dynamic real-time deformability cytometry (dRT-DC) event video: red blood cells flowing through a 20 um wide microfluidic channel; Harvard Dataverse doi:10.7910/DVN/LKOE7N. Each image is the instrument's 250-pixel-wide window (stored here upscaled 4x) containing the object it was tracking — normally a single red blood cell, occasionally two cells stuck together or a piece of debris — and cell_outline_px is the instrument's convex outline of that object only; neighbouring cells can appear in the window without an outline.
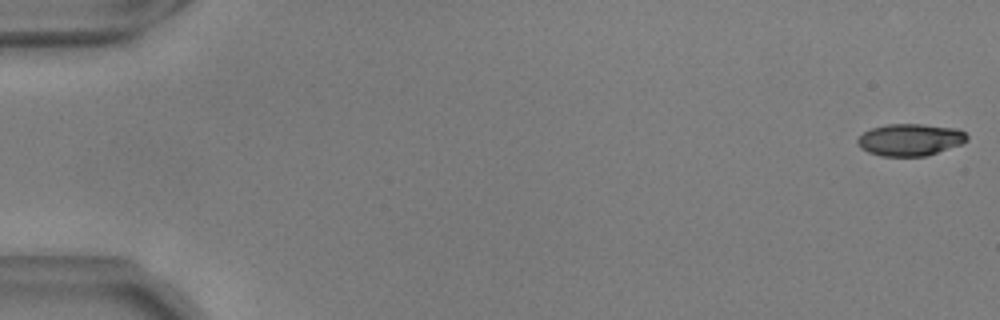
{"species": "common noctule bat (a hibernating species)", "species_latin": "Nyctalus noctula", "temperature_condition": "warm", "stored_images_in_passage": 49, "camera_frame_rate_fps": 3000, "um_per_image_px": 0.085, "animal": {"sex": "male", "body_mass_g": 17.9, "forearm_length_mm": 54.2}, "frame": {"image": 1, "passage_image": 1, "time_ms": 0.0, "image_size_px": [1000, 320], "cell_outline_px": [[968, 140], [960, 144], [924, 156], [880, 156], [868, 152], [860, 148], [856, 140], [864, 132], [872, 128], [888, 124], [924, 124], [956, 128], [964, 132], [968, 136]], "centroid_in_image_um": [77.34, 11.87], "position_along_channel_um": 7.7, "area_um2": 20.29}}
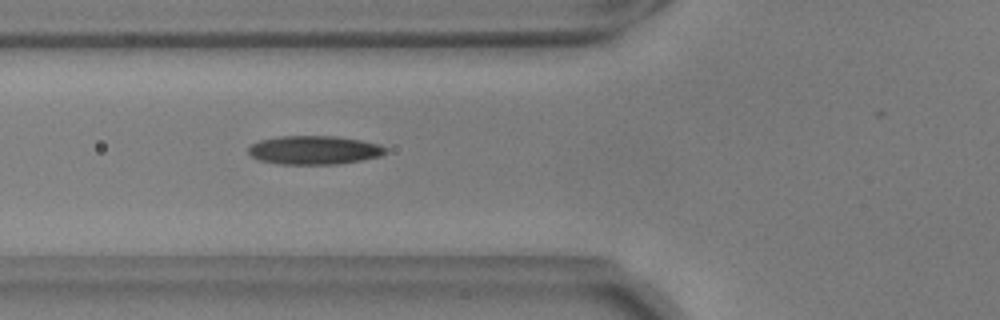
{"frame": {"image": 2, "passage_image": 21, "time_ms": 6.667, "image_size_px": [1000, 320], "cell_outline_px": [[388, 152], [380, 156], [360, 160], [336, 164], [280, 164], [260, 160], [252, 156], [248, 152], [248, 148], [252, 144], [260, 140], [280, 136], [336, 136], [360, 140], [380, 144], [388, 148]], "centroid_in_image_um": [26.73, 12.75], "position_along_channel_um": 99.1, "area_um2": 22.89}}
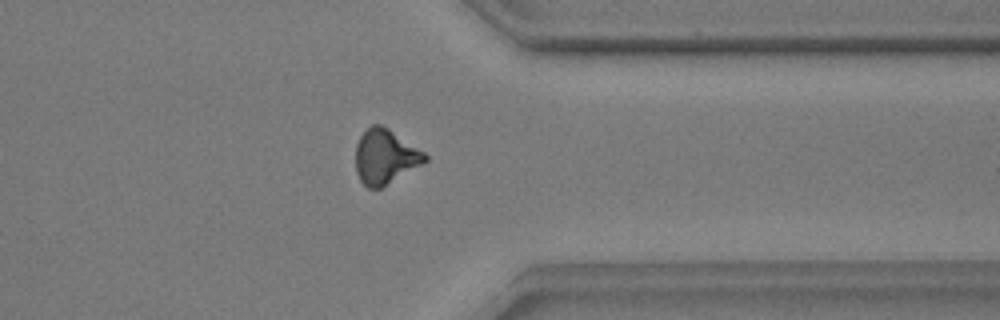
{"frame": {"image": 3, "passage_image": 44, "time_ms": 14.333, "image_size_px": [1000, 320], "cell_outline_px": [[428, 160], [380, 188], [368, 188], [360, 180], [356, 172], [356, 144], [360, 136], [372, 124], [380, 124], [388, 128], [424, 152], [428, 156]], "centroid_in_image_um": [32.72, 13.31], "position_along_channel_um": 378.7, "area_um2": 21.73}, "authors_computed_cell_mechanics": {"area_um2": 21.964, "velocity_mm_per_s": 3.6958, "shape_relaxation_time_tau1_ms": 7.1281, "shape_relaxation_time_tau2_ms": 2.9497, "deformation_change_tau1": 0.1837, "deformation_change_tau2": 0.1117}}